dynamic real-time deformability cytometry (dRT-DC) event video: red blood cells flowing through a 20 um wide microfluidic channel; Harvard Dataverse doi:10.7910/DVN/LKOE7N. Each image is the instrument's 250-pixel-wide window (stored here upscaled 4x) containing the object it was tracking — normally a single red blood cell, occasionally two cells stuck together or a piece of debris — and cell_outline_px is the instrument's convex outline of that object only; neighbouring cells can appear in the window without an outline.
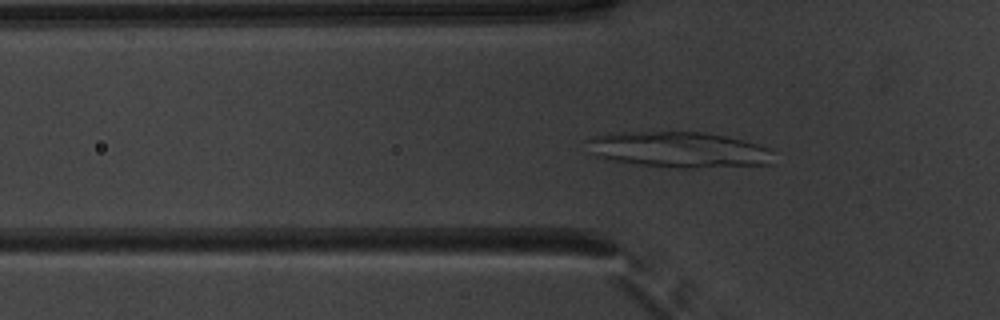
{"species": "common noctule bat (a hibernating species)", "species_latin": "Nyctalus noctula", "temperature_condition": "warm", "stored_images_in_passage": 52, "segment_of_instrument_passage": [1, 2], "camera_frame_rate_fps": 3000, "um_per_image_px": 0.085, "animal": {"sex": "male", "body_mass_g": 20.1, "forearm_length_mm": 53.5}, "frame": {"image": 1, "passage_image": 17, "time_ms": 5.333, "image_size_px": [1000, 320], "cell_outline_px": [[776, 152], [772, 164], [696, 168], [680, 168], [640, 164], [604, 160], [596, 156], [584, 140], [592, 136], [616, 132], [700, 132], [724, 136], [756, 144], [768, 148]], "centroid_in_image_um": [57.69, 12.73], "position_along_channel_um": 68.1, "area_um2": 38.96}}
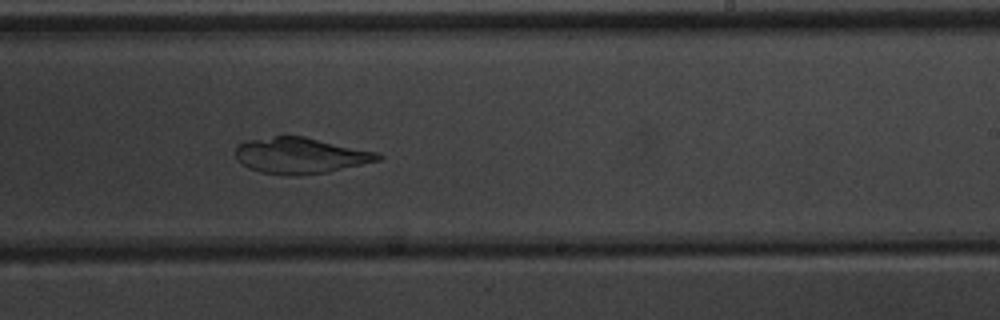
{"frame": {"image": 2, "passage_image": 32, "time_ms": 10.333, "image_size_px": [1000, 320], "cell_outline_px": [[384, 156], [380, 160], [328, 172], [288, 176], [284, 176], [260, 172], [248, 168], [236, 156], [236, 144], [244, 140], [276, 136], [304, 136], [380, 152]], "centroid_in_image_um": [25.56, 13.21], "position_along_channel_um": 263.4, "area_um2": 30.11}}
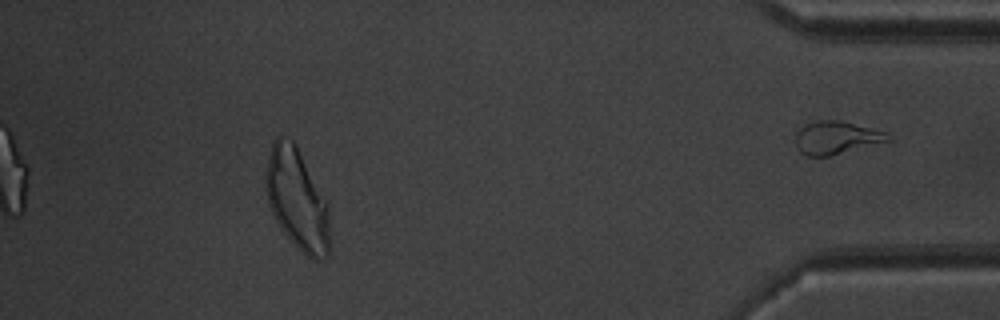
{"frame": {"image": 3, "passage_image": 47, "time_ms": 15.333, "image_size_px": [1000, 320], "cell_outline_px": [[332, 244], [328, 256], [316, 260], [312, 260], [284, 232], [276, 220], [268, 204], [264, 180], [264, 176], [272, 144], [276, 136], [280, 136], [292, 140], [296, 144], [328, 204]], "centroid_in_image_um": [25.28, 16.96], "position_along_channel_um": 409.9, "area_um2": 37.74}}